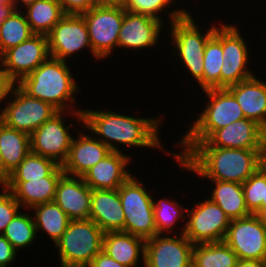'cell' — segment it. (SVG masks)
Listing matches in <instances>:
<instances>
[{
	"instance_id": "obj_1",
	"label": "cell",
	"mask_w": 266,
	"mask_h": 267,
	"mask_svg": "<svg viewBox=\"0 0 266 267\" xmlns=\"http://www.w3.org/2000/svg\"><path fill=\"white\" fill-rule=\"evenodd\" d=\"M83 129L92 133L98 140L109 147L112 151H122L121 145L126 148H152L164 150L161 141V121L163 117L153 116L142 118L123 115L116 110H92L83 109Z\"/></svg>"
},
{
	"instance_id": "obj_2",
	"label": "cell",
	"mask_w": 266,
	"mask_h": 267,
	"mask_svg": "<svg viewBox=\"0 0 266 267\" xmlns=\"http://www.w3.org/2000/svg\"><path fill=\"white\" fill-rule=\"evenodd\" d=\"M260 149L192 147L180 160L182 170L206 180L243 184L259 168Z\"/></svg>"
},
{
	"instance_id": "obj_3",
	"label": "cell",
	"mask_w": 266,
	"mask_h": 267,
	"mask_svg": "<svg viewBox=\"0 0 266 267\" xmlns=\"http://www.w3.org/2000/svg\"><path fill=\"white\" fill-rule=\"evenodd\" d=\"M17 85L29 96L50 103L58 111H82L75 106V95L81 89L67 61L49 57Z\"/></svg>"
},
{
	"instance_id": "obj_4",
	"label": "cell",
	"mask_w": 266,
	"mask_h": 267,
	"mask_svg": "<svg viewBox=\"0 0 266 267\" xmlns=\"http://www.w3.org/2000/svg\"><path fill=\"white\" fill-rule=\"evenodd\" d=\"M208 101L203 105L200 115L191 127L175 145L181 147L179 152L163 151L172 155L175 160H180L197 142L206 141L216 130L245 118L244 113L235 99L234 95L227 88H212L203 90ZM205 106V107H204ZM171 152V153H170Z\"/></svg>"
},
{
	"instance_id": "obj_5",
	"label": "cell",
	"mask_w": 266,
	"mask_h": 267,
	"mask_svg": "<svg viewBox=\"0 0 266 267\" xmlns=\"http://www.w3.org/2000/svg\"><path fill=\"white\" fill-rule=\"evenodd\" d=\"M188 10L189 12L184 17L174 20L170 24V30L168 29L167 34L169 32L170 37L168 38L172 42L170 45H173V50L176 51L173 55L178 56L176 58L180 61L181 68L185 67L183 71L187 70V74H191L193 80H196L194 82H198L197 84L203 90L205 45L214 34L216 25L219 24H211L207 30H201L200 25L196 23L197 20L193 17V13L192 15L190 13L191 9Z\"/></svg>"
},
{
	"instance_id": "obj_6",
	"label": "cell",
	"mask_w": 266,
	"mask_h": 267,
	"mask_svg": "<svg viewBox=\"0 0 266 267\" xmlns=\"http://www.w3.org/2000/svg\"><path fill=\"white\" fill-rule=\"evenodd\" d=\"M102 229L91 219L70 220L66 231L55 244L59 265L88 267L103 247Z\"/></svg>"
},
{
	"instance_id": "obj_7",
	"label": "cell",
	"mask_w": 266,
	"mask_h": 267,
	"mask_svg": "<svg viewBox=\"0 0 266 267\" xmlns=\"http://www.w3.org/2000/svg\"><path fill=\"white\" fill-rule=\"evenodd\" d=\"M125 216L124 232L145 241L157 234L153 194L133 174L118 188Z\"/></svg>"
},
{
	"instance_id": "obj_8",
	"label": "cell",
	"mask_w": 266,
	"mask_h": 267,
	"mask_svg": "<svg viewBox=\"0 0 266 267\" xmlns=\"http://www.w3.org/2000/svg\"><path fill=\"white\" fill-rule=\"evenodd\" d=\"M66 114L75 117L82 123L80 127L83 126L82 111H58L30 135L31 152L53 159L59 165L66 161L74 138L70 131L73 123H65Z\"/></svg>"
},
{
	"instance_id": "obj_9",
	"label": "cell",
	"mask_w": 266,
	"mask_h": 267,
	"mask_svg": "<svg viewBox=\"0 0 266 267\" xmlns=\"http://www.w3.org/2000/svg\"><path fill=\"white\" fill-rule=\"evenodd\" d=\"M82 16L88 29L93 55L99 61L108 59L118 49L119 32L124 19L123 6L96 5Z\"/></svg>"
},
{
	"instance_id": "obj_10",
	"label": "cell",
	"mask_w": 266,
	"mask_h": 267,
	"mask_svg": "<svg viewBox=\"0 0 266 267\" xmlns=\"http://www.w3.org/2000/svg\"><path fill=\"white\" fill-rule=\"evenodd\" d=\"M187 208L186 222L179 234H183L193 243H212L224 240L231 219L210 198Z\"/></svg>"
},
{
	"instance_id": "obj_11",
	"label": "cell",
	"mask_w": 266,
	"mask_h": 267,
	"mask_svg": "<svg viewBox=\"0 0 266 267\" xmlns=\"http://www.w3.org/2000/svg\"><path fill=\"white\" fill-rule=\"evenodd\" d=\"M10 97L4 105L0 121L29 135L58 112L50 103L29 96L17 84Z\"/></svg>"
},
{
	"instance_id": "obj_12",
	"label": "cell",
	"mask_w": 266,
	"mask_h": 267,
	"mask_svg": "<svg viewBox=\"0 0 266 267\" xmlns=\"http://www.w3.org/2000/svg\"><path fill=\"white\" fill-rule=\"evenodd\" d=\"M237 25L222 23L223 65L220 72V88H227L254 75L249 70V49ZM248 64V65H247ZM249 67V68H248Z\"/></svg>"
},
{
	"instance_id": "obj_13",
	"label": "cell",
	"mask_w": 266,
	"mask_h": 267,
	"mask_svg": "<svg viewBox=\"0 0 266 267\" xmlns=\"http://www.w3.org/2000/svg\"><path fill=\"white\" fill-rule=\"evenodd\" d=\"M49 57L47 35L34 34L0 56V69L17 84Z\"/></svg>"
},
{
	"instance_id": "obj_14",
	"label": "cell",
	"mask_w": 266,
	"mask_h": 267,
	"mask_svg": "<svg viewBox=\"0 0 266 267\" xmlns=\"http://www.w3.org/2000/svg\"><path fill=\"white\" fill-rule=\"evenodd\" d=\"M223 241L238 259L266 260V229L256 214L232 219Z\"/></svg>"
},
{
	"instance_id": "obj_15",
	"label": "cell",
	"mask_w": 266,
	"mask_h": 267,
	"mask_svg": "<svg viewBox=\"0 0 266 267\" xmlns=\"http://www.w3.org/2000/svg\"><path fill=\"white\" fill-rule=\"evenodd\" d=\"M47 37L50 57L68 62L67 58H73L74 53L78 54L77 52L88 48L95 60H99L93 55L88 29L82 15H65L54 25Z\"/></svg>"
},
{
	"instance_id": "obj_16",
	"label": "cell",
	"mask_w": 266,
	"mask_h": 267,
	"mask_svg": "<svg viewBox=\"0 0 266 267\" xmlns=\"http://www.w3.org/2000/svg\"><path fill=\"white\" fill-rule=\"evenodd\" d=\"M179 231L156 234L145 241L144 267H191L194 244Z\"/></svg>"
},
{
	"instance_id": "obj_17",
	"label": "cell",
	"mask_w": 266,
	"mask_h": 267,
	"mask_svg": "<svg viewBox=\"0 0 266 267\" xmlns=\"http://www.w3.org/2000/svg\"><path fill=\"white\" fill-rule=\"evenodd\" d=\"M159 21L153 17L135 14L132 12H127L124 9V19L121 24L119 38H118V48H127L133 51H142L141 49L148 50L153 47H157L159 39H161L160 33H164V27L167 24ZM164 26V27H163ZM163 28V30H162Z\"/></svg>"
},
{
	"instance_id": "obj_18",
	"label": "cell",
	"mask_w": 266,
	"mask_h": 267,
	"mask_svg": "<svg viewBox=\"0 0 266 267\" xmlns=\"http://www.w3.org/2000/svg\"><path fill=\"white\" fill-rule=\"evenodd\" d=\"M266 131L255 121L243 118L216 130L206 141L193 147L261 149Z\"/></svg>"
},
{
	"instance_id": "obj_19",
	"label": "cell",
	"mask_w": 266,
	"mask_h": 267,
	"mask_svg": "<svg viewBox=\"0 0 266 267\" xmlns=\"http://www.w3.org/2000/svg\"><path fill=\"white\" fill-rule=\"evenodd\" d=\"M93 136V137H92ZM112 150L86 129L73 138L69 154L62 164L64 174L82 177L90 168L104 159Z\"/></svg>"
},
{
	"instance_id": "obj_20",
	"label": "cell",
	"mask_w": 266,
	"mask_h": 267,
	"mask_svg": "<svg viewBox=\"0 0 266 267\" xmlns=\"http://www.w3.org/2000/svg\"><path fill=\"white\" fill-rule=\"evenodd\" d=\"M92 189L83 177L64 174L58 182L54 202L70 220H87L91 209Z\"/></svg>"
},
{
	"instance_id": "obj_21",
	"label": "cell",
	"mask_w": 266,
	"mask_h": 267,
	"mask_svg": "<svg viewBox=\"0 0 266 267\" xmlns=\"http://www.w3.org/2000/svg\"><path fill=\"white\" fill-rule=\"evenodd\" d=\"M122 151H112L82 177L92 189H118L132 174L127 169L131 156Z\"/></svg>"
},
{
	"instance_id": "obj_22",
	"label": "cell",
	"mask_w": 266,
	"mask_h": 267,
	"mask_svg": "<svg viewBox=\"0 0 266 267\" xmlns=\"http://www.w3.org/2000/svg\"><path fill=\"white\" fill-rule=\"evenodd\" d=\"M64 175L59 165L50 175L30 181H9L5 188L18 201L21 208L28 209L35 205L54 201L59 179Z\"/></svg>"
},
{
	"instance_id": "obj_23",
	"label": "cell",
	"mask_w": 266,
	"mask_h": 267,
	"mask_svg": "<svg viewBox=\"0 0 266 267\" xmlns=\"http://www.w3.org/2000/svg\"><path fill=\"white\" fill-rule=\"evenodd\" d=\"M89 219L104 233L124 232L125 216L118 189L92 190Z\"/></svg>"
},
{
	"instance_id": "obj_24",
	"label": "cell",
	"mask_w": 266,
	"mask_h": 267,
	"mask_svg": "<svg viewBox=\"0 0 266 267\" xmlns=\"http://www.w3.org/2000/svg\"><path fill=\"white\" fill-rule=\"evenodd\" d=\"M256 75L227 87L239 103L246 119L255 121L266 131V82Z\"/></svg>"
},
{
	"instance_id": "obj_25",
	"label": "cell",
	"mask_w": 266,
	"mask_h": 267,
	"mask_svg": "<svg viewBox=\"0 0 266 267\" xmlns=\"http://www.w3.org/2000/svg\"><path fill=\"white\" fill-rule=\"evenodd\" d=\"M102 250L127 267H137L140 262L144 266L145 240L130 233L123 231L104 233Z\"/></svg>"
},
{
	"instance_id": "obj_26",
	"label": "cell",
	"mask_w": 266,
	"mask_h": 267,
	"mask_svg": "<svg viewBox=\"0 0 266 267\" xmlns=\"http://www.w3.org/2000/svg\"><path fill=\"white\" fill-rule=\"evenodd\" d=\"M214 185L211 188L210 198L225 214L232 219H239L250 215L245 203L243 186L237 182L210 180Z\"/></svg>"
},
{
	"instance_id": "obj_27",
	"label": "cell",
	"mask_w": 266,
	"mask_h": 267,
	"mask_svg": "<svg viewBox=\"0 0 266 267\" xmlns=\"http://www.w3.org/2000/svg\"><path fill=\"white\" fill-rule=\"evenodd\" d=\"M31 151L30 135L10 128L0 121V153L11 173Z\"/></svg>"
},
{
	"instance_id": "obj_28",
	"label": "cell",
	"mask_w": 266,
	"mask_h": 267,
	"mask_svg": "<svg viewBox=\"0 0 266 267\" xmlns=\"http://www.w3.org/2000/svg\"><path fill=\"white\" fill-rule=\"evenodd\" d=\"M31 210L34 213L37 236L43 231L55 246L70 221L67 214L54 201L35 205Z\"/></svg>"
},
{
	"instance_id": "obj_29",
	"label": "cell",
	"mask_w": 266,
	"mask_h": 267,
	"mask_svg": "<svg viewBox=\"0 0 266 267\" xmlns=\"http://www.w3.org/2000/svg\"><path fill=\"white\" fill-rule=\"evenodd\" d=\"M24 10L26 20L34 34L48 35L54 25L65 16L55 0H36Z\"/></svg>"
},
{
	"instance_id": "obj_30",
	"label": "cell",
	"mask_w": 266,
	"mask_h": 267,
	"mask_svg": "<svg viewBox=\"0 0 266 267\" xmlns=\"http://www.w3.org/2000/svg\"><path fill=\"white\" fill-rule=\"evenodd\" d=\"M237 254L224 242L194 244L192 265L194 267H235Z\"/></svg>"
},
{
	"instance_id": "obj_31",
	"label": "cell",
	"mask_w": 266,
	"mask_h": 267,
	"mask_svg": "<svg viewBox=\"0 0 266 267\" xmlns=\"http://www.w3.org/2000/svg\"><path fill=\"white\" fill-rule=\"evenodd\" d=\"M203 63V90L220 88V72L223 65L222 24L217 25L214 34L205 45Z\"/></svg>"
},
{
	"instance_id": "obj_32",
	"label": "cell",
	"mask_w": 266,
	"mask_h": 267,
	"mask_svg": "<svg viewBox=\"0 0 266 267\" xmlns=\"http://www.w3.org/2000/svg\"><path fill=\"white\" fill-rule=\"evenodd\" d=\"M176 1L177 0H124L122 6L127 12L147 15L162 22L164 21L162 20V18H164L163 16H165L164 12H166L168 14V16L166 14V18L168 17L170 19L167 21L169 25L174 20L182 18L188 13V10L183 7L182 4L181 8L172 9V5ZM169 7L172 9L170 12L168 11Z\"/></svg>"
},
{
	"instance_id": "obj_33",
	"label": "cell",
	"mask_w": 266,
	"mask_h": 267,
	"mask_svg": "<svg viewBox=\"0 0 266 267\" xmlns=\"http://www.w3.org/2000/svg\"><path fill=\"white\" fill-rule=\"evenodd\" d=\"M34 33L22 10H14L0 23V56L9 48L28 40Z\"/></svg>"
},
{
	"instance_id": "obj_34",
	"label": "cell",
	"mask_w": 266,
	"mask_h": 267,
	"mask_svg": "<svg viewBox=\"0 0 266 267\" xmlns=\"http://www.w3.org/2000/svg\"><path fill=\"white\" fill-rule=\"evenodd\" d=\"M171 198H162L156 200L153 196V212L154 221L157 229V234H175L174 231L178 228L177 222L185 220L187 214L186 206L181 205L177 200ZM176 223V224H175ZM176 226L174 229L173 226Z\"/></svg>"
},
{
	"instance_id": "obj_35",
	"label": "cell",
	"mask_w": 266,
	"mask_h": 267,
	"mask_svg": "<svg viewBox=\"0 0 266 267\" xmlns=\"http://www.w3.org/2000/svg\"><path fill=\"white\" fill-rule=\"evenodd\" d=\"M30 215L26 212V209L20 210L2 234L17 252L26 249V247H32V244L38 238L33 215Z\"/></svg>"
},
{
	"instance_id": "obj_36",
	"label": "cell",
	"mask_w": 266,
	"mask_h": 267,
	"mask_svg": "<svg viewBox=\"0 0 266 267\" xmlns=\"http://www.w3.org/2000/svg\"><path fill=\"white\" fill-rule=\"evenodd\" d=\"M59 164L48 157L29 152L25 159L11 172L9 181H30L50 175Z\"/></svg>"
},
{
	"instance_id": "obj_37",
	"label": "cell",
	"mask_w": 266,
	"mask_h": 267,
	"mask_svg": "<svg viewBox=\"0 0 266 267\" xmlns=\"http://www.w3.org/2000/svg\"><path fill=\"white\" fill-rule=\"evenodd\" d=\"M242 186L248 211L256 214L262 208V201H266V175L258 168Z\"/></svg>"
},
{
	"instance_id": "obj_38",
	"label": "cell",
	"mask_w": 266,
	"mask_h": 267,
	"mask_svg": "<svg viewBox=\"0 0 266 267\" xmlns=\"http://www.w3.org/2000/svg\"><path fill=\"white\" fill-rule=\"evenodd\" d=\"M21 209L23 210L10 191L6 188L0 190V235Z\"/></svg>"
},
{
	"instance_id": "obj_39",
	"label": "cell",
	"mask_w": 266,
	"mask_h": 267,
	"mask_svg": "<svg viewBox=\"0 0 266 267\" xmlns=\"http://www.w3.org/2000/svg\"><path fill=\"white\" fill-rule=\"evenodd\" d=\"M65 15H82L95 5L93 0H55Z\"/></svg>"
},
{
	"instance_id": "obj_40",
	"label": "cell",
	"mask_w": 266,
	"mask_h": 267,
	"mask_svg": "<svg viewBox=\"0 0 266 267\" xmlns=\"http://www.w3.org/2000/svg\"><path fill=\"white\" fill-rule=\"evenodd\" d=\"M17 251L13 248L11 243L0 235V267H10L14 263L17 256Z\"/></svg>"
},
{
	"instance_id": "obj_41",
	"label": "cell",
	"mask_w": 266,
	"mask_h": 267,
	"mask_svg": "<svg viewBox=\"0 0 266 267\" xmlns=\"http://www.w3.org/2000/svg\"><path fill=\"white\" fill-rule=\"evenodd\" d=\"M15 85L16 83L0 69V104L2 103L4 105L3 102L6 104L8 101L7 98H11L10 94ZM3 110L4 108H0V117Z\"/></svg>"
},
{
	"instance_id": "obj_42",
	"label": "cell",
	"mask_w": 266,
	"mask_h": 267,
	"mask_svg": "<svg viewBox=\"0 0 266 267\" xmlns=\"http://www.w3.org/2000/svg\"><path fill=\"white\" fill-rule=\"evenodd\" d=\"M88 267H127L111 258L101 250L92 260Z\"/></svg>"
},
{
	"instance_id": "obj_43",
	"label": "cell",
	"mask_w": 266,
	"mask_h": 267,
	"mask_svg": "<svg viewBox=\"0 0 266 267\" xmlns=\"http://www.w3.org/2000/svg\"><path fill=\"white\" fill-rule=\"evenodd\" d=\"M235 267H266V260L238 259Z\"/></svg>"
},
{
	"instance_id": "obj_44",
	"label": "cell",
	"mask_w": 266,
	"mask_h": 267,
	"mask_svg": "<svg viewBox=\"0 0 266 267\" xmlns=\"http://www.w3.org/2000/svg\"><path fill=\"white\" fill-rule=\"evenodd\" d=\"M10 175L11 173L6 169L0 153V188H5V185L9 182Z\"/></svg>"
},
{
	"instance_id": "obj_45",
	"label": "cell",
	"mask_w": 266,
	"mask_h": 267,
	"mask_svg": "<svg viewBox=\"0 0 266 267\" xmlns=\"http://www.w3.org/2000/svg\"><path fill=\"white\" fill-rule=\"evenodd\" d=\"M259 168L266 175V136L263 139L262 146L259 152Z\"/></svg>"
},
{
	"instance_id": "obj_46",
	"label": "cell",
	"mask_w": 266,
	"mask_h": 267,
	"mask_svg": "<svg viewBox=\"0 0 266 267\" xmlns=\"http://www.w3.org/2000/svg\"><path fill=\"white\" fill-rule=\"evenodd\" d=\"M14 10L13 6L0 4V23L8 18Z\"/></svg>"
},
{
	"instance_id": "obj_47",
	"label": "cell",
	"mask_w": 266,
	"mask_h": 267,
	"mask_svg": "<svg viewBox=\"0 0 266 267\" xmlns=\"http://www.w3.org/2000/svg\"><path fill=\"white\" fill-rule=\"evenodd\" d=\"M95 5H122L124 0H93Z\"/></svg>"
},
{
	"instance_id": "obj_48",
	"label": "cell",
	"mask_w": 266,
	"mask_h": 267,
	"mask_svg": "<svg viewBox=\"0 0 266 267\" xmlns=\"http://www.w3.org/2000/svg\"><path fill=\"white\" fill-rule=\"evenodd\" d=\"M34 1H36V0H16L15 1V10H23L25 7L32 4Z\"/></svg>"
},
{
	"instance_id": "obj_49",
	"label": "cell",
	"mask_w": 266,
	"mask_h": 267,
	"mask_svg": "<svg viewBox=\"0 0 266 267\" xmlns=\"http://www.w3.org/2000/svg\"><path fill=\"white\" fill-rule=\"evenodd\" d=\"M257 217L266 229V207L261 208L257 213Z\"/></svg>"
},
{
	"instance_id": "obj_50",
	"label": "cell",
	"mask_w": 266,
	"mask_h": 267,
	"mask_svg": "<svg viewBox=\"0 0 266 267\" xmlns=\"http://www.w3.org/2000/svg\"><path fill=\"white\" fill-rule=\"evenodd\" d=\"M15 1L16 0H0V4L10 5L15 8Z\"/></svg>"
},
{
	"instance_id": "obj_51",
	"label": "cell",
	"mask_w": 266,
	"mask_h": 267,
	"mask_svg": "<svg viewBox=\"0 0 266 267\" xmlns=\"http://www.w3.org/2000/svg\"><path fill=\"white\" fill-rule=\"evenodd\" d=\"M266 207V201H262V208Z\"/></svg>"
}]
</instances>
